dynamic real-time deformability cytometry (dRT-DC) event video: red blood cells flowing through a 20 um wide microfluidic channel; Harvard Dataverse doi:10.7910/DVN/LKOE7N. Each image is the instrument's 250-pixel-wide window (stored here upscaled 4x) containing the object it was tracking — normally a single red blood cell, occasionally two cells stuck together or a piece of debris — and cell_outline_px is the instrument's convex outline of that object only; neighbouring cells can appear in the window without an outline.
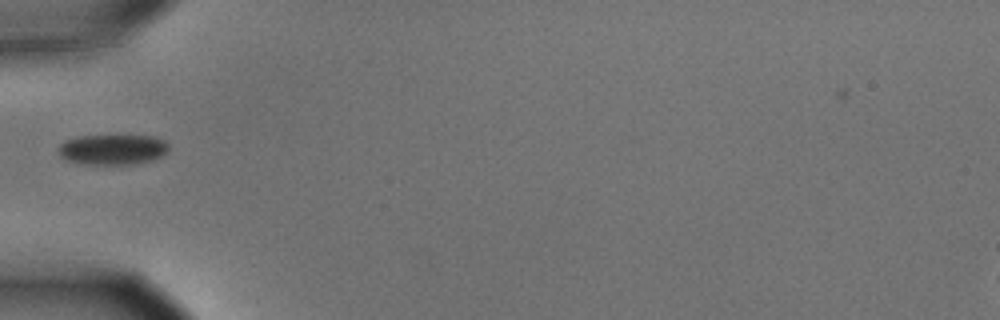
{"species": "common noctule bat (a hibernating species)", "species_latin": "Nyctalus noctula", "temperature_condition": "cold", "stored_images_in_passage": 5, "camera_frame_rate_fps": 3000, "um_per_image_px": 0.085, "animal": {"sex": "male", "body_mass_g": 15.6}, "frame": {"image": 1, "passage_image": 5, "time_ms": 1.333, "image_size_px": [1000, 320], "cell_outline_px": [[168, 152], [152, 160], [136, 164], [80, 164], [68, 160], [60, 156], [60, 144], [64, 140], [76, 136], [156, 136], [164, 140], [168, 144]], "centroid_in_image_um": [9.59, 12.7], "position_along_channel_um": 75.4, "area_um2": 19.54}}